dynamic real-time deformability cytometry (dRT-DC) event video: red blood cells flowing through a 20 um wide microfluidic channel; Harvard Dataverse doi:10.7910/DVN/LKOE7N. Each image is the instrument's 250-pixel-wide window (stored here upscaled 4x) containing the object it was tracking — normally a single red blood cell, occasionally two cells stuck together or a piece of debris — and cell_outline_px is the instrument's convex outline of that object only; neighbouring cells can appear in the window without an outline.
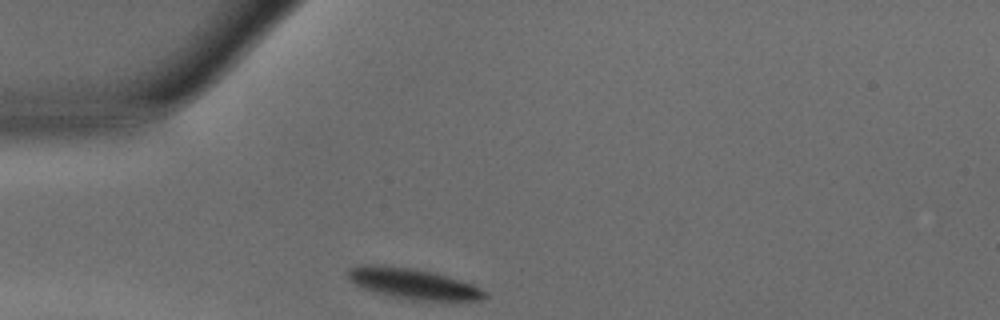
{"species": "common noctule bat (a hibernating species)", "species_latin": "Nyctalus noctula", "temperature_condition": "warm", "stored_images_in_passage": 26, "camera_frame_rate_fps": 3000, "um_per_image_px": 0.085, "animal": {"sex": "male", "body_mass_g": 15.6}, "frame": {"image": 1, "passage_image": 1, "time_ms": 0.0, "image_size_px": [1000, 320], "cell_outline_px": [[488, 296], [480, 300], [400, 300], [372, 292], [348, 280], [344, 276], [348, 268], [360, 264], [380, 264], [412, 268], [432, 272], [448, 276], [472, 284], [488, 292]], "centroid_in_image_um": [35.02, 24.11], "position_along_channel_um": 50.0, "area_um2": 25.03}}
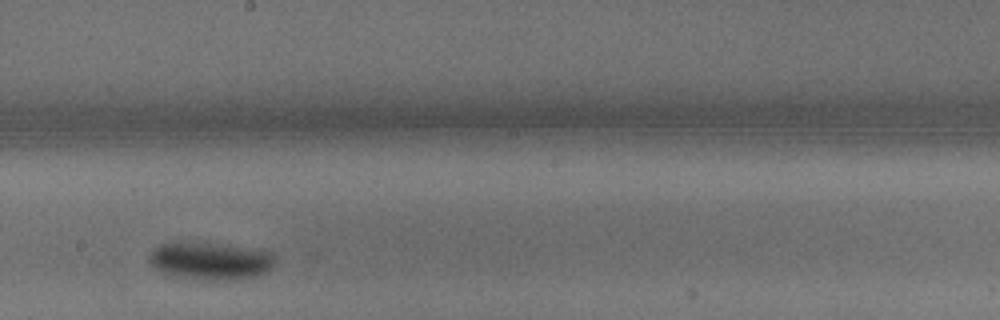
{"frame": {"image": 2, "passage_image": 15, "time_ms": 4.667, "image_size_px": [1000, 320], "cell_outline_px": [[276, 260], [264, 272], [256, 276], [240, 280], [216, 280], [184, 276], [164, 272], [156, 268], [148, 260], [148, 256], [160, 244], [208, 244], [272, 252]], "centroid_in_image_um": [17.92, 22.21], "position_along_channel_um": 230.3, "area_um2": 25.95}}
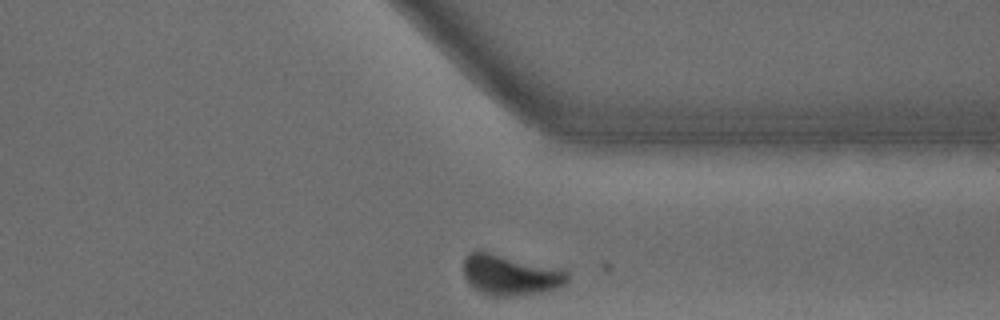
{"frame": {"image": 3, "passage_image": 25, "time_ms": 8.0, "image_size_px": [1000, 320], "cell_outline_px": [[568, 280], [564, 284], [556, 288], [540, 292], [508, 296], [500, 296], [480, 292], [468, 284], [464, 276], [464, 256], [480, 248], [560, 268], [568, 272]], "centroid_in_image_um": [43.34, 23.31], "position_along_channel_um": 368.1, "area_um2": 24.97}}